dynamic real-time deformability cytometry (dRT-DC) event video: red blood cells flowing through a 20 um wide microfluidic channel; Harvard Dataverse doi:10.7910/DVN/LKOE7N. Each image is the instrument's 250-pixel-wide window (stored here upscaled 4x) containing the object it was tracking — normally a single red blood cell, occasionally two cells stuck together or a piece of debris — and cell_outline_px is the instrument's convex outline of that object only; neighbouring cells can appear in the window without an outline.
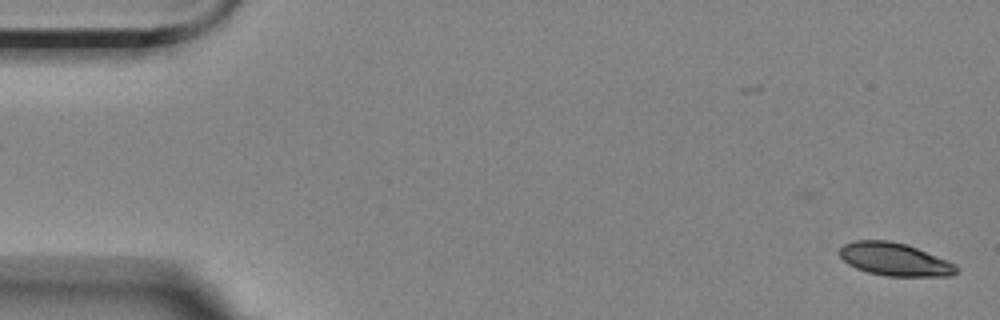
{"species": "Egyptian fruit bat (a non-hibernating species)", "species_latin": "Rousettus aegyptiacus", "temperature_condition": "room temperature", "stored_images_in_passage": 3, "camera_frame_rate_fps": 3000, "um_per_image_px": 0.085, "animal": {"sex": "female"}, "frame": {"image": 1, "passage_image": 1, "time_ms": 0.0, "image_size_px": [1000, 320], "cell_outline_px": [[956, 272], [952, 276], [888, 276], [868, 272], [856, 268], [848, 264], [840, 256], [840, 248], [844, 244], [856, 240], [888, 240], [904, 244], [916, 248], [956, 264]], "centroid_in_image_um": [76.02, 22.05], "position_along_channel_um": 9.0, "area_um2": 22.08}}